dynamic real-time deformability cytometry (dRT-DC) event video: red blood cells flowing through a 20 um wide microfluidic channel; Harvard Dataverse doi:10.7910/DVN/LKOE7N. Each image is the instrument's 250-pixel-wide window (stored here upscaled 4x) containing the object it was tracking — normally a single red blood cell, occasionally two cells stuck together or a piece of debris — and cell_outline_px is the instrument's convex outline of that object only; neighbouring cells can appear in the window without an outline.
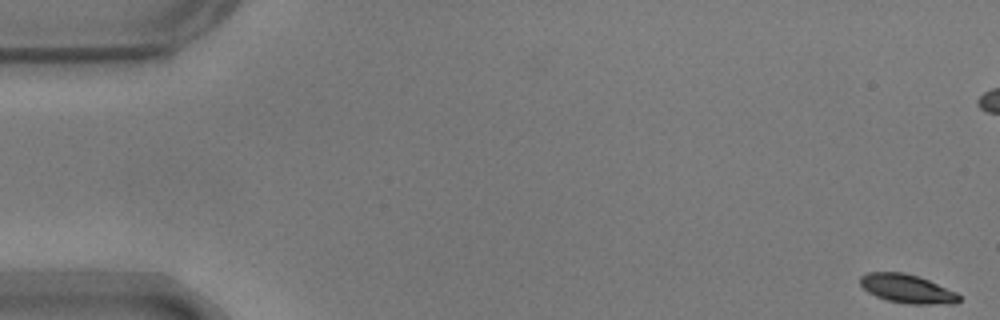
{"species": "common noctule bat (a hibernating species)", "species_latin": "Nyctalus noctula", "temperature_condition": "warm", "stored_images_in_passage": 10, "camera_frame_rate_fps": 3000, "um_per_image_px": 0.085, "animal": {"sex": "male", "body_mass_g": 17.9}, "frame": {"image": 1, "passage_image": 1, "time_ms": 0.0, "image_size_px": [1000, 320], "cell_outline_px": [[960, 300], [956, 304], [908, 304], [888, 300], [876, 296], [868, 292], [860, 284], [860, 276], [868, 272], [904, 272], [928, 280], [956, 292], [960, 296]], "centroid_in_image_um": [77.11, 24.55], "position_along_channel_um": 7.9, "area_um2": 16.47}}